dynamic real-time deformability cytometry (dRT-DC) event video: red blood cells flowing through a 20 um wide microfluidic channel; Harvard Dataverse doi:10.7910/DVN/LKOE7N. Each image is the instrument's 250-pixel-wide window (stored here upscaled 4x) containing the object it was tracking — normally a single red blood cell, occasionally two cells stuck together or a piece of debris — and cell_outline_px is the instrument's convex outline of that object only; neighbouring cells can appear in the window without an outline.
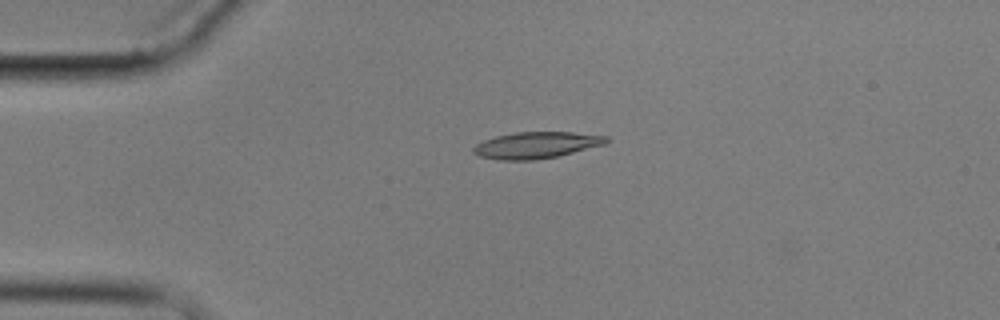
{"species": "common noctule bat (a hibernating species)", "species_latin": "Nyctalus noctula", "temperature_condition": "cold", "stored_images_in_passage": 5, "camera_frame_rate_fps": 3000, "um_per_image_px": 0.085, "animal": {"sex": "male", "body_mass_g": 17.9}, "frame": {"image": 1, "passage_image": 3, "time_ms": 3.333, "image_size_px": [1000, 320], "cell_outline_px": [[612, 140], [604, 144], [560, 156], [532, 160], [500, 160], [480, 156], [472, 152], [472, 148], [476, 144], [484, 140], [496, 136], [516, 132], [572, 132], [608, 136]], "centroid_in_image_um": [45.61, 12.33], "position_along_channel_um": 39.4, "area_um2": 20.58}}
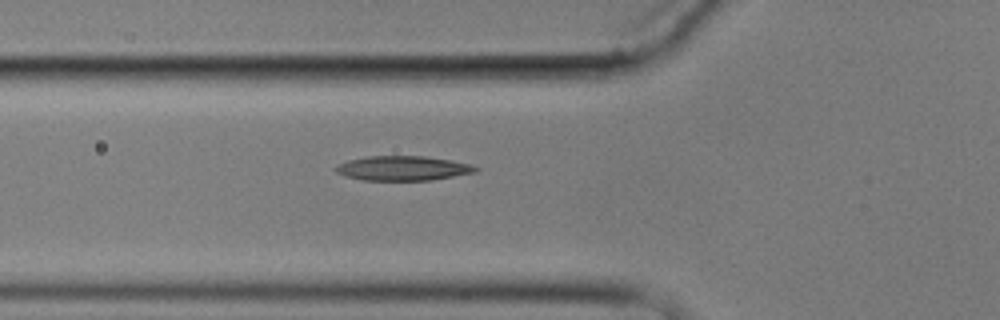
{"frame": {"image": 2, "passage_image": 5, "time_ms": 5.667, "image_size_px": [1000, 320], "cell_outline_px": [[480, 168], [476, 172], [432, 180], [364, 180], [344, 176], [336, 172], [332, 168], [348, 160], [368, 156], [424, 156], [452, 160], [468, 164]], "centroid_in_image_um": [34.23, 14.3], "position_along_channel_um": 91.6, "area_um2": 20.0}}